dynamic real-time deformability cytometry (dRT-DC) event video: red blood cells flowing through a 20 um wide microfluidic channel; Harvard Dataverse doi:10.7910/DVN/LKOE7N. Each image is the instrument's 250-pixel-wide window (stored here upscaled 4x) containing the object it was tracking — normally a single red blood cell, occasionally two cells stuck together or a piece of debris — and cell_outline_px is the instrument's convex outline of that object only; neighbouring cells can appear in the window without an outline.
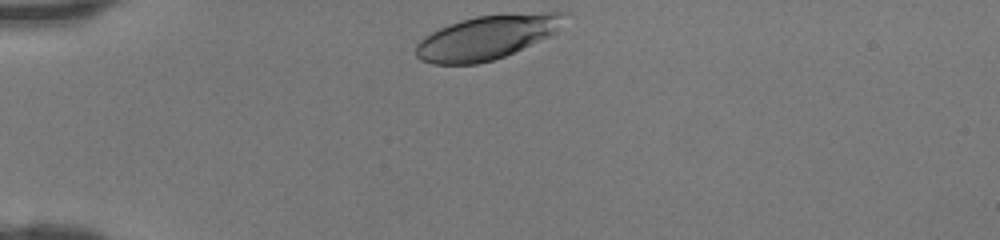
{"species": "human", "species_latin": "Homo sapiens", "temperature_condition": "room temperature", "stored_images_in_passage": 28, "camera_frame_rate_fps": 3000, "um_per_image_px": 0.085, "donor": {"sex": "female"}, "frame": {"image": 1, "passage_image": 1, "time_ms": 0.0, "image_size_px": [1000, 240], "cell_outline_px": [[564, 12], [556, 32], [548, 36], [504, 56], [492, 60], [476, 64], [432, 64], [420, 60], [416, 56], [416, 44], [424, 36], [448, 24], [460, 20], [476, 16], [544, 12]], "centroid_in_image_um": [41.28, 3.19], "position_along_channel_um": 43.7, "area_um2": 37.34}}
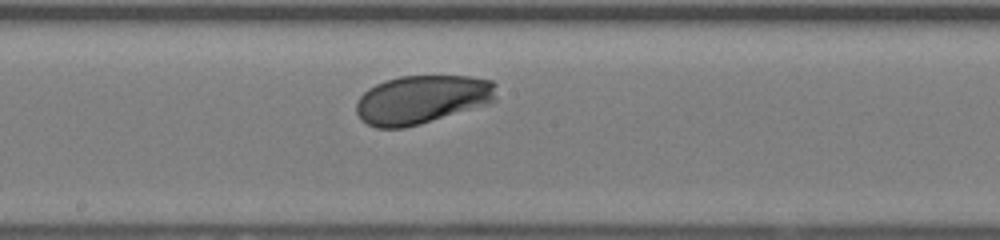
{"frame": {"image": 2, "passage_image": 15, "time_ms": 4.667, "image_size_px": [1000, 240], "cell_outline_px": [[496, 100], [488, 104], [420, 124], [404, 128], [376, 128], [360, 120], [356, 112], [356, 100], [368, 88], [376, 84], [400, 76], [472, 76], [492, 80], [496, 84]], "centroid_in_image_um": [35.87, 8.46], "position_along_channel_um": 212.3, "area_um2": 39.88}}
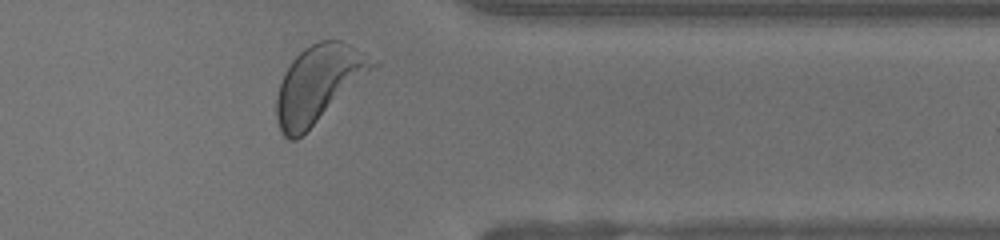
{"frame": {"image": 3, "passage_image": 27, "time_ms": 8.667, "image_size_px": [1000, 240], "cell_outline_px": [[380, 64], [376, 68], [296, 140], [288, 140], [280, 132], [276, 116], [276, 96], [280, 84], [292, 60], [304, 48], [320, 40], [340, 40], [364, 52]], "centroid_in_image_um": [27.07, 7.12], "position_along_channel_um": 384.3, "area_um2": 42.48}}